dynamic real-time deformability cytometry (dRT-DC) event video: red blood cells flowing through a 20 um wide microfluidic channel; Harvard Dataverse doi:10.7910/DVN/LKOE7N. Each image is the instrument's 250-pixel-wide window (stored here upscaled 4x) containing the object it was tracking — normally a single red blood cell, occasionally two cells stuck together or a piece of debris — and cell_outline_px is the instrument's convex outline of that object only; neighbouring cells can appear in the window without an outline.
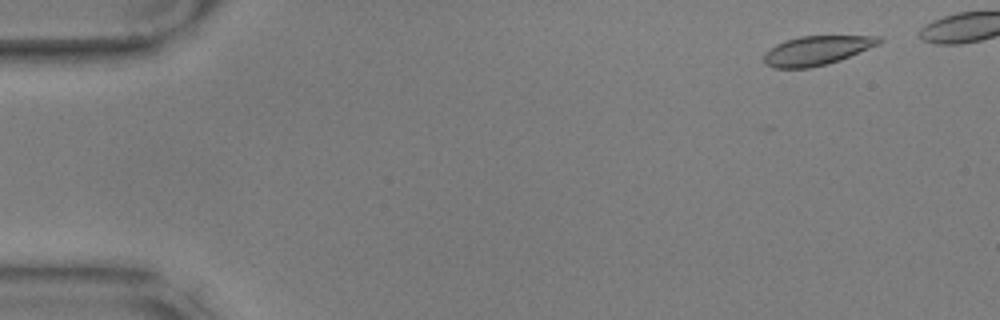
{"species": "common noctule bat (a hibernating species)", "species_latin": "Nyctalus noctula", "temperature_condition": "warm", "stored_images_in_passage": 9, "camera_frame_rate_fps": 3000, "um_per_image_px": 0.085, "animal": {"sex": "male", "body_mass_g": 17.9, "forearm_length_mm": 54.2}, "frame": {"image": 1, "passage_image": 5, "time_ms": 1.333, "image_size_px": [1000, 320], "cell_outline_px": [[884, 40], [880, 44], [840, 60], [808, 68], [772, 68], [764, 64], [764, 56], [776, 44], [800, 36], [880, 36]], "centroid_in_image_um": [69.46, 4.29], "position_along_channel_um": 15.5, "area_um2": 19.36}}